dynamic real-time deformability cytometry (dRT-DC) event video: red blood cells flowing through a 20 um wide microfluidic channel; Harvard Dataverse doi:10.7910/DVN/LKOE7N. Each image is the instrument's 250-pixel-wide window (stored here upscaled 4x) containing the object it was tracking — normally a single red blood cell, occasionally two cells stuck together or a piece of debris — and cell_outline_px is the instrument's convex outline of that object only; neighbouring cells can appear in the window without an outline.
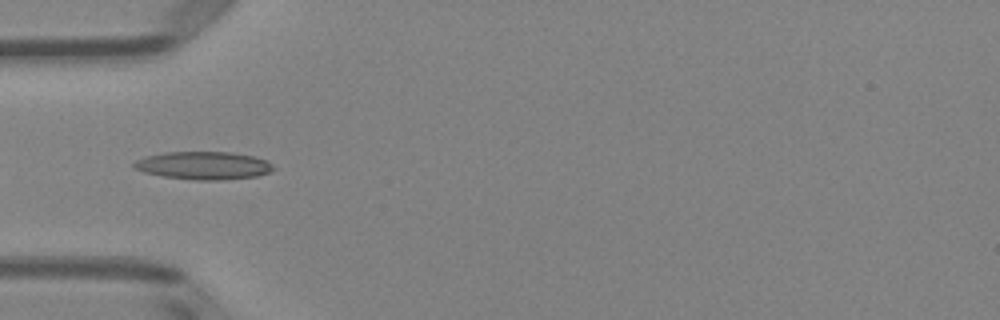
{"species": "Egyptian fruit bat (a non-hibernating species)", "species_latin": "Rousettus aegyptiacus", "temperature_condition": "room temperature", "stored_images_in_passage": 7, "camera_frame_rate_fps": 3000, "um_per_image_px": 0.085, "animal": {"sex": "female"}, "frame": {"image": 1, "passage_image": 2, "time_ms": 0.333, "image_size_px": [1000, 320], "cell_outline_px": [[276, 168], [268, 172], [256, 176], [224, 180], [196, 180], [164, 176], [144, 172], [132, 168], [132, 164], [136, 160], [144, 156], [164, 152], [232, 152], [256, 156], [268, 160]], "centroid_in_image_um": [17.31, 14.06], "position_along_channel_um": 67.7, "area_um2": 22.89}}
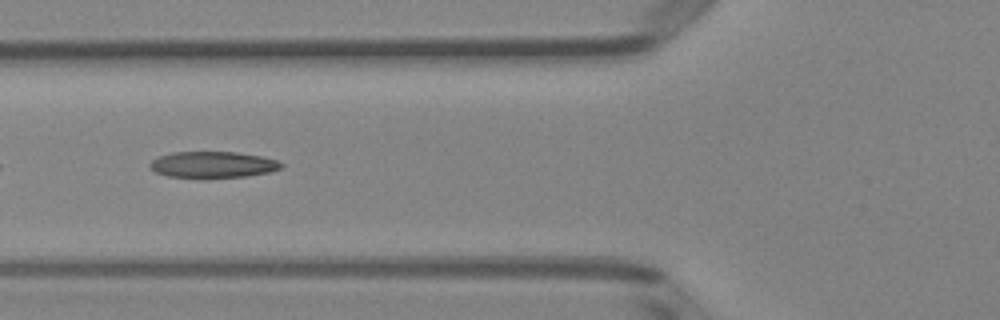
{"frame": {"image": 2, "passage_image": 5, "time_ms": 1.333, "image_size_px": [1000, 320], "cell_outline_px": [[284, 164], [280, 168], [272, 172], [248, 176], [204, 180], [168, 176], [156, 172], [148, 164], [152, 160], [160, 156], [172, 152], [236, 152], [264, 156], [276, 160]], "centroid_in_image_um": [18.11, 14.03], "position_along_channel_um": 107.7, "area_um2": 20.81}}